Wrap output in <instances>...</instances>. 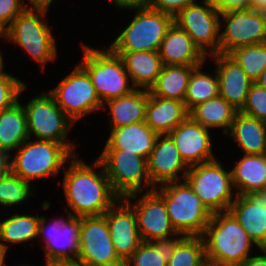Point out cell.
Listing matches in <instances>:
<instances>
[{"label":"cell","mask_w":266,"mask_h":266,"mask_svg":"<svg viewBox=\"0 0 266 266\" xmlns=\"http://www.w3.org/2000/svg\"><path fill=\"white\" fill-rule=\"evenodd\" d=\"M240 112L266 122V90L253 83Z\"/></svg>","instance_id":"39"},{"label":"cell","mask_w":266,"mask_h":266,"mask_svg":"<svg viewBox=\"0 0 266 266\" xmlns=\"http://www.w3.org/2000/svg\"><path fill=\"white\" fill-rule=\"evenodd\" d=\"M211 56L217 64L215 70L219 80V96L240 111L254 82L228 54L218 53Z\"/></svg>","instance_id":"21"},{"label":"cell","mask_w":266,"mask_h":266,"mask_svg":"<svg viewBox=\"0 0 266 266\" xmlns=\"http://www.w3.org/2000/svg\"><path fill=\"white\" fill-rule=\"evenodd\" d=\"M236 195H251L266 188V154H244L231 170Z\"/></svg>","instance_id":"26"},{"label":"cell","mask_w":266,"mask_h":266,"mask_svg":"<svg viewBox=\"0 0 266 266\" xmlns=\"http://www.w3.org/2000/svg\"><path fill=\"white\" fill-rule=\"evenodd\" d=\"M48 93L74 123L82 116L104 108L91 78L80 64Z\"/></svg>","instance_id":"10"},{"label":"cell","mask_w":266,"mask_h":266,"mask_svg":"<svg viewBox=\"0 0 266 266\" xmlns=\"http://www.w3.org/2000/svg\"><path fill=\"white\" fill-rule=\"evenodd\" d=\"M47 8H26L7 30V40L20 45L43 69L57 57L55 37L45 21ZM40 15V16H39ZM43 19V20H42Z\"/></svg>","instance_id":"6"},{"label":"cell","mask_w":266,"mask_h":266,"mask_svg":"<svg viewBox=\"0 0 266 266\" xmlns=\"http://www.w3.org/2000/svg\"><path fill=\"white\" fill-rule=\"evenodd\" d=\"M149 90L134 89L131 93L107 101L110 127L119 128L129 124L144 122Z\"/></svg>","instance_id":"29"},{"label":"cell","mask_w":266,"mask_h":266,"mask_svg":"<svg viewBox=\"0 0 266 266\" xmlns=\"http://www.w3.org/2000/svg\"><path fill=\"white\" fill-rule=\"evenodd\" d=\"M76 265L124 266L117 256L104 215L80 217Z\"/></svg>","instance_id":"12"},{"label":"cell","mask_w":266,"mask_h":266,"mask_svg":"<svg viewBox=\"0 0 266 266\" xmlns=\"http://www.w3.org/2000/svg\"><path fill=\"white\" fill-rule=\"evenodd\" d=\"M204 266H212V264H209V263H207L206 265H204Z\"/></svg>","instance_id":"53"},{"label":"cell","mask_w":266,"mask_h":266,"mask_svg":"<svg viewBox=\"0 0 266 266\" xmlns=\"http://www.w3.org/2000/svg\"><path fill=\"white\" fill-rule=\"evenodd\" d=\"M154 190L164 199L171 225L177 233L203 236L212 214L185 180L167 182Z\"/></svg>","instance_id":"4"},{"label":"cell","mask_w":266,"mask_h":266,"mask_svg":"<svg viewBox=\"0 0 266 266\" xmlns=\"http://www.w3.org/2000/svg\"><path fill=\"white\" fill-rule=\"evenodd\" d=\"M255 83L266 66V42L235 48L228 54Z\"/></svg>","instance_id":"36"},{"label":"cell","mask_w":266,"mask_h":266,"mask_svg":"<svg viewBox=\"0 0 266 266\" xmlns=\"http://www.w3.org/2000/svg\"><path fill=\"white\" fill-rule=\"evenodd\" d=\"M188 116L184 102L160 98L149 92L145 123L158 135L169 134Z\"/></svg>","instance_id":"24"},{"label":"cell","mask_w":266,"mask_h":266,"mask_svg":"<svg viewBox=\"0 0 266 266\" xmlns=\"http://www.w3.org/2000/svg\"><path fill=\"white\" fill-rule=\"evenodd\" d=\"M28 138L26 113L18 100L11 107L0 111V154L11 158V151Z\"/></svg>","instance_id":"27"},{"label":"cell","mask_w":266,"mask_h":266,"mask_svg":"<svg viewBox=\"0 0 266 266\" xmlns=\"http://www.w3.org/2000/svg\"><path fill=\"white\" fill-rule=\"evenodd\" d=\"M125 65V70L135 88L150 90L161 73L163 63L158 52H115Z\"/></svg>","instance_id":"25"},{"label":"cell","mask_w":266,"mask_h":266,"mask_svg":"<svg viewBox=\"0 0 266 266\" xmlns=\"http://www.w3.org/2000/svg\"><path fill=\"white\" fill-rule=\"evenodd\" d=\"M121 9H140L148 6V0H110Z\"/></svg>","instance_id":"43"},{"label":"cell","mask_w":266,"mask_h":266,"mask_svg":"<svg viewBox=\"0 0 266 266\" xmlns=\"http://www.w3.org/2000/svg\"><path fill=\"white\" fill-rule=\"evenodd\" d=\"M67 220L54 219L51 226L46 227V218L41 217L38 236L45 239L44 251L46 264L52 266H71L78 258L80 217L72 216L67 211ZM46 229V230H45ZM69 249V250H68Z\"/></svg>","instance_id":"14"},{"label":"cell","mask_w":266,"mask_h":266,"mask_svg":"<svg viewBox=\"0 0 266 266\" xmlns=\"http://www.w3.org/2000/svg\"><path fill=\"white\" fill-rule=\"evenodd\" d=\"M255 83L266 90V66L263 69V72L260 74L259 78L255 81Z\"/></svg>","instance_id":"47"},{"label":"cell","mask_w":266,"mask_h":266,"mask_svg":"<svg viewBox=\"0 0 266 266\" xmlns=\"http://www.w3.org/2000/svg\"><path fill=\"white\" fill-rule=\"evenodd\" d=\"M264 255H256L245 259L238 266H266V249H261Z\"/></svg>","instance_id":"44"},{"label":"cell","mask_w":266,"mask_h":266,"mask_svg":"<svg viewBox=\"0 0 266 266\" xmlns=\"http://www.w3.org/2000/svg\"><path fill=\"white\" fill-rule=\"evenodd\" d=\"M202 66L203 64L195 67L189 79L184 100L188 111L200 103L219 96L217 71L215 70L216 73L213 78V76H209L200 70Z\"/></svg>","instance_id":"33"},{"label":"cell","mask_w":266,"mask_h":266,"mask_svg":"<svg viewBox=\"0 0 266 266\" xmlns=\"http://www.w3.org/2000/svg\"><path fill=\"white\" fill-rule=\"evenodd\" d=\"M9 247L7 244L0 242V266H4L6 252Z\"/></svg>","instance_id":"48"},{"label":"cell","mask_w":266,"mask_h":266,"mask_svg":"<svg viewBox=\"0 0 266 266\" xmlns=\"http://www.w3.org/2000/svg\"><path fill=\"white\" fill-rule=\"evenodd\" d=\"M197 66L163 65L157 81L150 88L153 96L184 102L193 69Z\"/></svg>","instance_id":"30"},{"label":"cell","mask_w":266,"mask_h":266,"mask_svg":"<svg viewBox=\"0 0 266 266\" xmlns=\"http://www.w3.org/2000/svg\"><path fill=\"white\" fill-rule=\"evenodd\" d=\"M207 264L202 236H185L176 246L167 266H204Z\"/></svg>","instance_id":"35"},{"label":"cell","mask_w":266,"mask_h":266,"mask_svg":"<svg viewBox=\"0 0 266 266\" xmlns=\"http://www.w3.org/2000/svg\"><path fill=\"white\" fill-rule=\"evenodd\" d=\"M25 88L26 85L23 81L2 70L0 72V111L16 103Z\"/></svg>","instance_id":"38"},{"label":"cell","mask_w":266,"mask_h":266,"mask_svg":"<svg viewBox=\"0 0 266 266\" xmlns=\"http://www.w3.org/2000/svg\"><path fill=\"white\" fill-rule=\"evenodd\" d=\"M30 184L7 169L0 176V204L7 207L24 202L32 195Z\"/></svg>","instance_id":"37"},{"label":"cell","mask_w":266,"mask_h":266,"mask_svg":"<svg viewBox=\"0 0 266 266\" xmlns=\"http://www.w3.org/2000/svg\"><path fill=\"white\" fill-rule=\"evenodd\" d=\"M1 37L7 39V29L0 24V38Z\"/></svg>","instance_id":"50"},{"label":"cell","mask_w":266,"mask_h":266,"mask_svg":"<svg viewBox=\"0 0 266 266\" xmlns=\"http://www.w3.org/2000/svg\"><path fill=\"white\" fill-rule=\"evenodd\" d=\"M23 107L27 118L29 139L31 135H35L36 140L74 144L67 142L69 127L74 122L63 113L49 93L36 96Z\"/></svg>","instance_id":"13"},{"label":"cell","mask_w":266,"mask_h":266,"mask_svg":"<svg viewBox=\"0 0 266 266\" xmlns=\"http://www.w3.org/2000/svg\"><path fill=\"white\" fill-rule=\"evenodd\" d=\"M184 237V234L178 233L173 238L142 242L124 266H167L173 251Z\"/></svg>","instance_id":"32"},{"label":"cell","mask_w":266,"mask_h":266,"mask_svg":"<svg viewBox=\"0 0 266 266\" xmlns=\"http://www.w3.org/2000/svg\"><path fill=\"white\" fill-rule=\"evenodd\" d=\"M227 24L220 33L219 53L229 54L235 48L266 42V13L252 9L221 12Z\"/></svg>","instance_id":"15"},{"label":"cell","mask_w":266,"mask_h":266,"mask_svg":"<svg viewBox=\"0 0 266 266\" xmlns=\"http://www.w3.org/2000/svg\"><path fill=\"white\" fill-rule=\"evenodd\" d=\"M158 134L146 123L139 122L119 128H111L104 149H121L148 159Z\"/></svg>","instance_id":"23"},{"label":"cell","mask_w":266,"mask_h":266,"mask_svg":"<svg viewBox=\"0 0 266 266\" xmlns=\"http://www.w3.org/2000/svg\"><path fill=\"white\" fill-rule=\"evenodd\" d=\"M41 217L20 215L19 213L0 222V242L22 243L38 237Z\"/></svg>","instance_id":"34"},{"label":"cell","mask_w":266,"mask_h":266,"mask_svg":"<svg viewBox=\"0 0 266 266\" xmlns=\"http://www.w3.org/2000/svg\"><path fill=\"white\" fill-rule=\"evenodd\" d=\"M196 0H148V6L162 13L176 16L182 9L195 4Z\"/></svg>","instance_id":"41"},{"label":"cell","mask_w":266,"mask_h":266,"mask_svg":"<svg viewBox=\"0 0 266 266\" xmlns=\"http://www.w3.org/2000/svg\"><path fill=\"white\" fill-rule=\"evenodd\" d=\"M4 61H3V56H2V54H1V52H0V72L4 69L3 67H4V63H3Z\"/></svg>","instance_id":"51"},{"label":"cell","mask_w":266,"mask_h":266,"mask_svg":"<svg viewBox=\"0 0 266 266\" xmlns=\"http://www.w3.org/2000/svg\"><path fill=\"white\" fill-rule=\"evenodd\" d=\"M28 1L30 2L31 7L49 9L53 0H28Z\"/></svg>","instance_id":"46"},{"label":"cell","mask_w":266,"mask_h":266,"mask_svg":"<svg viewBox=\"0 0 266 266\" xmlns=\"http://www.w3.org/2000/svg\"><path fill=\"white\" fill-rule=\"evenodd\" d=\"M202 237L207 263L215 266H238L256 245L229 211L212 214Z\"/></svg>","instance_id":"2"},{"label":"cell","mask_w":266,"mask_h":266,"mask_svg":"<svg viewBox=\"0 0 266 266\" xmlns=\"http://www.w3.org/2000/svg\"><path fill=\"white\" fill-rule=\"evenodd\" d=\"M158 54L163 65L199 66L206 60V55L192 38L175 23L167 30Z\"/></svg>","instance_id":"22"},{"label":"cell","mask_w":266,"mask_h":266,"mask_svg":"<svg viewBox=\"0 0 266 266\" xmlns=\"http://www.w3.org/2000/svg\"><path fill=\"white\" fill-rule=\"evenodd\" d=\"M83 61L79 64L86 70L95 87L96 93L104 105L107 101L131 93L130 77L125 70L122 58L110 47L105 50L82 45Z\"/></svg>","instance_id":"5"},{"label":"cell","mask_w":266,"mask_h":266,"mask_svg":"<svg viewBox=\"0 0 266 266\" xmlns=\"http://www.w3.org/2000/svg\"><path fill=\"white\" fill-rule=\"evenodd\" d=\"M136 15L130 24L109 46L114 52H158L174 17L147 6L135 9Z\"/></svg>","instance_id":"8"},{"label":"cell","mask_w":266,"mask_h":266,"mask_svg":"<svg viewBox=\"0 0 266 266\" xmlns=\"http://www.w3.org/2000/svg\"><path fill=\"white\" fill-rule=\"evenodd\" d=\"M249 9L266 13V0H251Z\"/></svg>","instance_id":"45"},{"label":"cell","mask_w":266,"mask_h":266,"mask_svg":"<svg viewBox=\"0 0 266 266\" xmlns=\"http://www.w3.org/2000/svg\"><path fill=\"white\" fill-rule=\"evenodd\" d=\"M228 211L256 246L260 250L266 249V193L236 195Z\"/></svg>","instance_id":"20"},{"label":"cell","mask_w":266,"mask_h":266,"mask_svg":"<svg viewBox=\"0 0 266 266\" xmlns=\"http://www.w3.org/2000/svg\"><path fill=\"white\" fill-rule=\"evenodd\" d=\"M8 169V158L0 154V176Z\"/></svg>","instance_id":"49"},{"label":"cell","mask_w":266,"mask_h":266,"mask_svg":"<svg viewBox=\"0 0 266 266\" xmlns=\"http://www.w3.org/2000/svg\"><path fill=\"white\" fill-rule=\"evenodd\" d=\"M169 135L188 167L215 160L208 128L188 116Z\"/></svg>","instance_id":"18"},{"label":"cell","mask_w":266,"mask_h":266,"mask_svg":"<svg viewBox=\"0 0 266 266\" xmlns=\"http://www.w3.org/2000/svg\"><path fill=\"white\" fill-rule=\"evenodd\" d=\"M20 266H21V265H20ZM22 266H29V265H22ZM46 266H52V265L46 264Z\"/></svg>","instance_id":"52"},{"label":"cell","mask_w":266,"mask_h":266,"mask_svg":"<svg viewBox=\"0 0 266 266\" xmlns=\"http://www.w3.org/2000/svg\"><path fill=\"white\" fill-rule=\"evenodd\" d=\"M147 165L151 183L155 187L167 182L180 181V177H178L180 171L183 172L182 176L185 180L189 169L169 134L158 135L154 148L147 159Z\"/></svg>","instance_id":"19"},{"label":"cell","mask_w":266,"mask_h":266,"mask_svg":"<svg viewBox=\"0 0 266 266\" xmlns=\"http://www.w3.org/2000/svg\"><path fill=\"white\" fill-rule=\"evenodd\" d=\"M21 1L24 2V0H0V24L7 30L13 20L28 7Z\"/></svg>","instance_id":"40"},{"label":"cell","mask_w":266,"mask_h":266,"mask_svg":"<svg viewBox=\"0 0 266 266\" xmlns=\"http://www.w3.org/2000/svg\"><path fill=\"white\" fill-rule=\"evenodd\" d=\"M237 112L223 97L217 96L193 107L189 116L206 128H223L227 134Z\"/></svg>","instance_id":"31"},{"label":"cell","mask_w":266,"mask_h":266,"mask_svg":"<svg viewBox=\"0 0 266 266\" xmlns=\"http://www.w3.org/2000/svg\"><path fill=\"white\" fill-rule=\"evenodd\" d=\"M214 6L224 12L231 9H249L251 0H212Z\"/></svg>","instance_id":"42"},{"label":"cell","mask_w":266,"mask_h":266,"mask_svg":"<svg viewBox=\"0 0 266 266\" xmlns=\"http://www.w3.org/2000/svg\"><path fill=\"white\" fill-rule=\"evenodd\" d=\"M92 166L74 155L65 171L63 188L67 207L73 213L68 208L66 211L72 216H101L120 199L112 190L102 163L97 159ZM95 167H101V172L97 173Z\"/></svg>","instance_id":"1"},{"label":"cell","mask_w":266,"mask_h":266,"mask_svg":"<svg viewBox=\"0 0 266 266\" xmlns=\"http://www.w3.org/2000/svg\"><path fill=\"white\" fill-rule=\"evenodd\" d=\"M227 134L244 154H266V122L238 111Z\"/></svg>","instance_id":"28"},{"label":"cell","mask_w":266,"mask_h":266,"mask_svg":"<svg viewBox=\"0 0 266 266\" xmlns=\"http://www.w3.org/2000/svg\"><path fill=\"white\" fill-rule=\"evenodd\" d=\"M75 147V144L30 141L28 138L17 148L13 160L8 158V169L28 183L49 175L55 176L68 159L76 155Z\"/></svg>","instance_id":"3"},{"label":"cell","mask_w":266,"mask_h":266,"mask_svg":"<svg viewBox=\"0 0 266 266\" xmlns=\"http://www.w3.org/2000/svg\"><path fill=\"white\" fill-rule=\"evenodd\" d=\"M136 214L137 226L143 242L176 236L172 227L164 199L155 191H149L139 197L135 204L124 199Z\"/></svg>","instance_id":"16"},{"label":"cell","mask_w":266,"mask_h":266,"mask_svg":"<svg viewBox=\"0 0 266 266\" xmlns=\"http://www.w3.org/2000/svg\"><path fill=\"white\" fill-rule=\"evenodd\" d=\"M98 160L104 167L112 190L119 198H136L143 190V185L150 187L149 191L156 188L148 174L147 159L142 156L121 149H104Z\"/></svg>","instance_id":"7"},{"label":"cell","mask_w":266,"mask_h":266,"mask_svg":"<svg viewBox=\"0 0 266 266\" xmlns=\"http://www.w3.org/2000/svg\"><path fill=\"white\" fill-rule=\"evenodd\" d=\"M185 181L211 214L228 211L234 201L231 170L217 159L189 167Z\"/></svg>","instance_id":"9"},{"label":"cell","mask_w":266,"mask_h":266,"mask_svg":"<svg viewBox=\"0 0 266 266\" xmlns=\"http://www.w3.org/2000/svg\"><path fill=\"white\" fill-rule=\"evenodd\" d=\"M192 4L174 16V23L184 30L206 55L218 54L220 47L221 12L212 0Z\"/></svg>","instance_id":"11"},{"label":"cell","mask_w":266,"mask_h":266,"mask_svg":"<svg viewBox=\"0 0 266 266\" xmlns=\"http://www.w3.org/2000/svg\"><path fill=\"white\" fill-rule=\"evenodd\" d=\"M115 202L103 215L119 259L125 263L143 242L134 209L123 199ZM117 203V205H116Z\"/></svg>","instance_id":"17"}]
</instances>
